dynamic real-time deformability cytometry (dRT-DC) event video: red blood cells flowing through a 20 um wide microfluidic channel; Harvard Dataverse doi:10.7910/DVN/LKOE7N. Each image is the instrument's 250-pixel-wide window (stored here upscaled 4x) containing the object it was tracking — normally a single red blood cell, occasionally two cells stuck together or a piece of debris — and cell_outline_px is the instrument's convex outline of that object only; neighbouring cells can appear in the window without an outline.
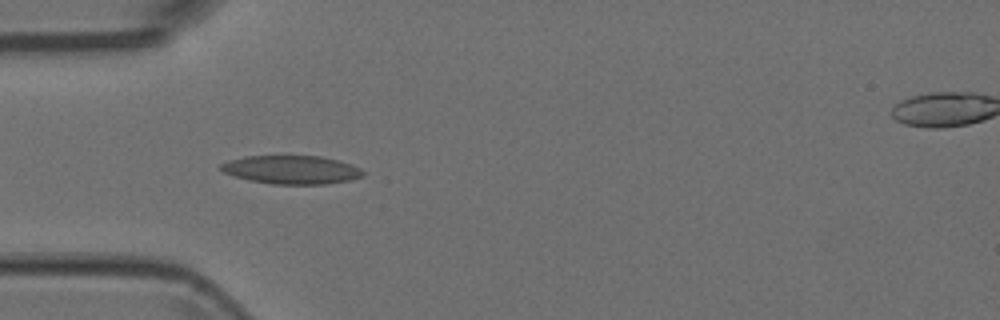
{"species": "Egyptian fruit bat (a non-hibernating species)", "species_latin": "Rousettus aegyptiacus", "temperature_condition": "room temperature", "stored_images_in_passage": 5, "camera_frame_rate_fps": 3000, "um_per_image_px": 0.085, "animal": {"sex": "female"}, "frame": {"image": 1, "passage_image": 4, "time_ms": 1.0, "image_size_px": [1000, 320], "cell_outline_px": [[364, 176], [352, 180], [324, 184], [272, 184], [248, 180], [224, 172], [220, 168], [220, 164], [228, 160], [244, 156], [320, 156], [340, 160], [352, 164], [360, 168], [364, 172]], "centroid_in_image_um": [24.81, 14.42], "position_along_channel_um": 60.2, "area_um2": 23.7}}
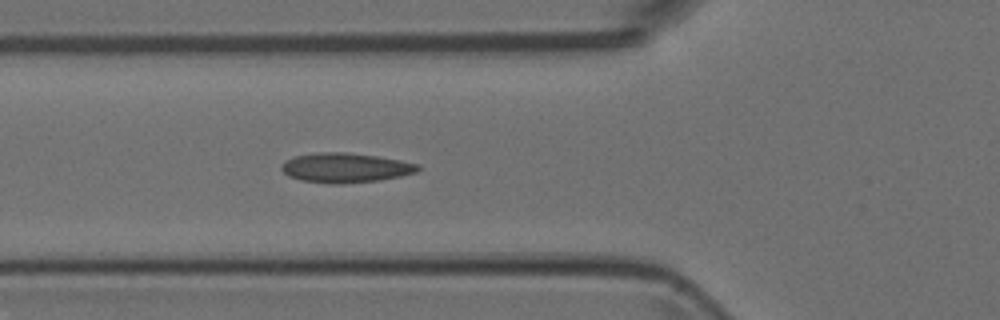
{"frame": {"image": 2, "passage_image": 5, "time_ms": 1.333, "image_size_px": [1000, 320], "cell_outline_px": [[420, 168], [416, 172], [400, 176], [380, 180], [344, 184], [328, 184], [300, 180], [288, 176], [280, 168], [280, 164], [284, 160], [292, 156], [320, 152], [344, 152], [376, 156], [400, 160], [420, 164]], "centroid_in_image_um": [29.31, 14.26], "position_along_channel_um": 96.5, "area_um2": 23.81}}